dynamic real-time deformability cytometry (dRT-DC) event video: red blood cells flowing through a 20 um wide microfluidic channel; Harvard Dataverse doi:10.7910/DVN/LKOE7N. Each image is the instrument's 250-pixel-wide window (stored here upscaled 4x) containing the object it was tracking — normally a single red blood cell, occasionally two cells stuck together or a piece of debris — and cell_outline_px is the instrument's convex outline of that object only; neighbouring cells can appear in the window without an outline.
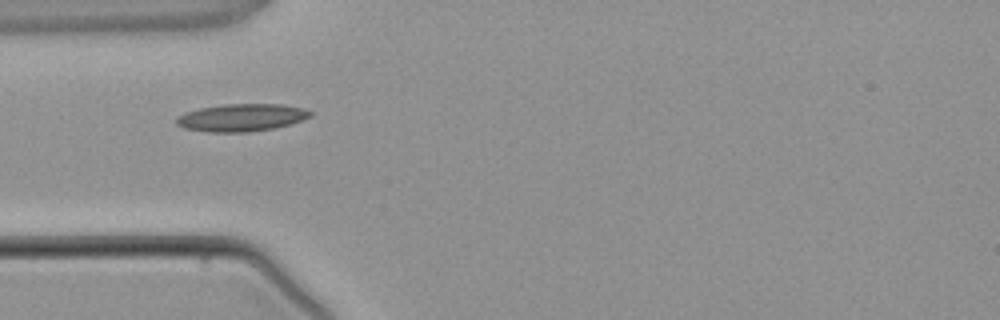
{"species": "common noctule bat (a hibernating species)", "species_latin": "Nyctalus noctula", "temperature_condition": "warm", "stored_images_in_passage": 4, "camera_frame_rate_fps": 3000, "um_per_image_px": 0.085, "animal": {"sex": "male", "body_mass_g": 21.5, "forearm_length_mm": 52.0}, "frame": {"image": 1, "passage_image": 4, "time_ms": 3.667, "image_size_px": [1000, 320], "cell_outline_px": [[312, 116], [276, 128], [248, 132], [208, 132], [184, 128], [176, 124], [176, 116], [184, 112], [200, 108], [224, 104], [284, 104], [304, 108], [312, 112]], "centroid_in_image_um": [20.5, 9.99], "position_along_channel_um": 64.5, "area_um2": 21.56}}